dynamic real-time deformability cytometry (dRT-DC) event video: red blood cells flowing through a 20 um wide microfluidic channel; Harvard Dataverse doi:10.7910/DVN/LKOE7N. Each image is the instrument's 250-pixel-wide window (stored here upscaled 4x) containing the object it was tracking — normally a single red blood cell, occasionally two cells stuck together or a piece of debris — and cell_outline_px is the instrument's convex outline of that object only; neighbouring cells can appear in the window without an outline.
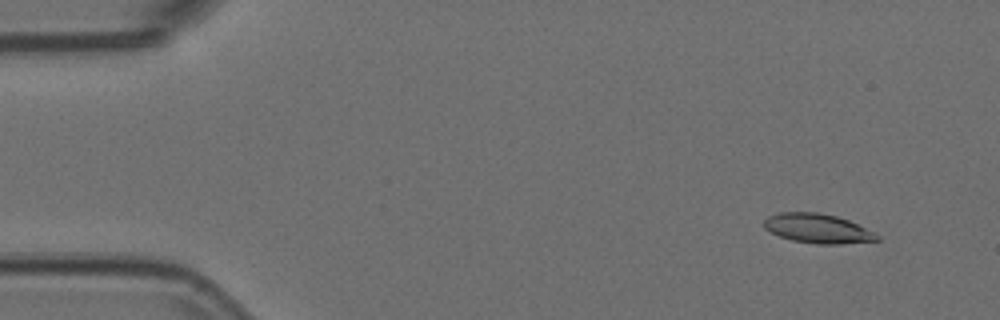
{"species": "Egyptian fruit bat (a non-hibernating species)", "species_latin": "Rousettus aegyptiacus", "temperature_condition": "room temperature", "stored_images_in_passage": 55, "camera_frame_rate_fps": 3000, "um_per_image_px": 0.085, "animal": {"sex": "female"}, "frame": {"image": 1, "passage_image": 5, "time_ms": 1.333, "image_size_px": [1000, 320], "cell_outline_px": [[880, 240], [840, 244], [816, 244], [792, 240], [780, 236], [764, 228], [764, 220], [768, 216], [780, 212], [816, 212], [836, 216], [848, 220], [880, 236]], "centroid_in_image_um": [69.48, 19.42], "position_along_channel_um": 15.5, "area_um2": 19.13}}
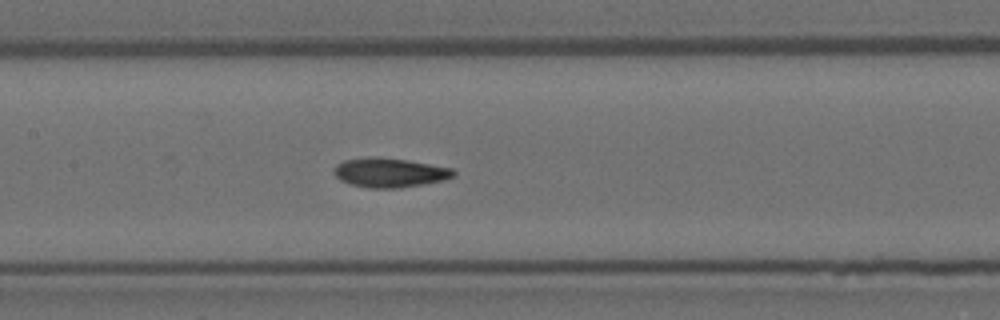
{"frame": {"image": 2, "passage_image": 26, "time_ms": 8.333, "image_size_px": [1000, 320], "cell_outline_px": [[456, 176], [444, 180], [424, 184], [400, 188], [368, 188], [352, 184], [340, 180], [332, 172], [336, 164], [344, 160], [408, 160], [452, 168], [456, 172]], "centroid_in_image_um": [33.19, 14.73], "position_along_channel_um": 174.2, "area_um2": 19.65}}
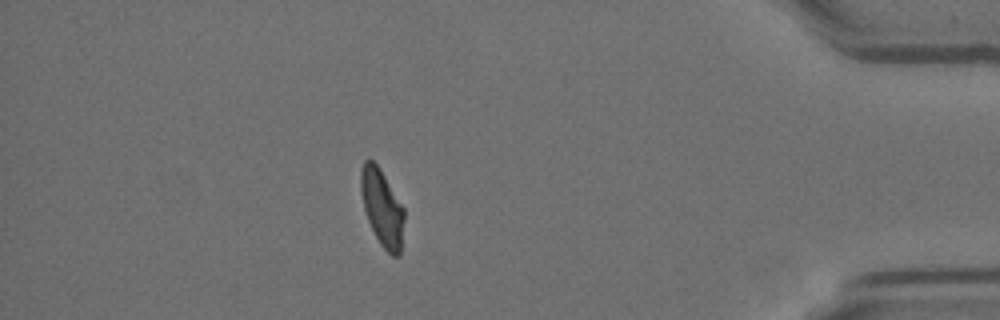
{"frame": {"image": 3, "passage_image": 48, "time_ms": 15.667, "image_size_px": [1000, 320], "cell_outline_px": [[404, 220], [400, 256], [392, 256], [380, 244], [368, 220], [364, 208], [360, 188], [360, 168], [364, 160], [372, 160], [380, 168], [404, 208]], "centroid_in_image_um": [32.48, 17.64], "position_along_channel_um": 402.7, "area_um2": 19.31}, "authors_computed_cell_mechanics": {"area_um2": 19.7098, "velocity_mm_per_s": 3.7481, "shape_relaxation_time_tau1_ms": null, "shape_relaxation_time_tau2_ms": 3.5932, "deformation_change_tau1": null, "deformation_change_tau2": 0.0982}}